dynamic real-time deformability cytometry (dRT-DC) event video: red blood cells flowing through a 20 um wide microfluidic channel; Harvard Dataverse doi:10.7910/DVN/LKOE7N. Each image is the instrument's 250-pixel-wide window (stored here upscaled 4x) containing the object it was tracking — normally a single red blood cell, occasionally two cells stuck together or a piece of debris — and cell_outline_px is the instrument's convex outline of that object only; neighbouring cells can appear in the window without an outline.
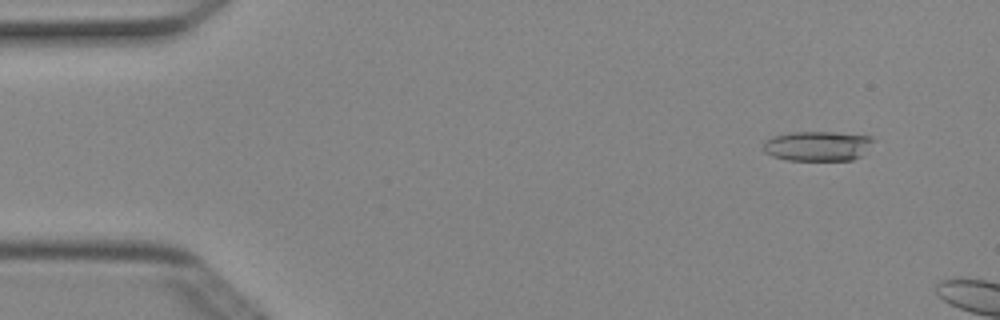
{"species": "Egyptian fruit bat (a non-hibernating species)", "species_latin": "Rousettus aegyptiacus", "temperature_condition": "cold", "stored_images_in_passage": 4, "camera_frame_rate_fps": 3000, "um_per_image_px": 0.085, "animal": {"sex": "female"}, "frame": {"image": 1, "passage_image": 2, "time_ms": 0.333, "image_size_px": [1000, 320], "cell_outline_px": [[876, 140], [864, 156], [852, 160], [788, 160], [772, 156], [764, 152], [764, 144], [772, 136], [788, 132], [836, 132], [872, 136]], "centroid_in_image_um": [69.58, 12.41], "position_along_channel_um": 15.4, "area_um2": 19.48}}